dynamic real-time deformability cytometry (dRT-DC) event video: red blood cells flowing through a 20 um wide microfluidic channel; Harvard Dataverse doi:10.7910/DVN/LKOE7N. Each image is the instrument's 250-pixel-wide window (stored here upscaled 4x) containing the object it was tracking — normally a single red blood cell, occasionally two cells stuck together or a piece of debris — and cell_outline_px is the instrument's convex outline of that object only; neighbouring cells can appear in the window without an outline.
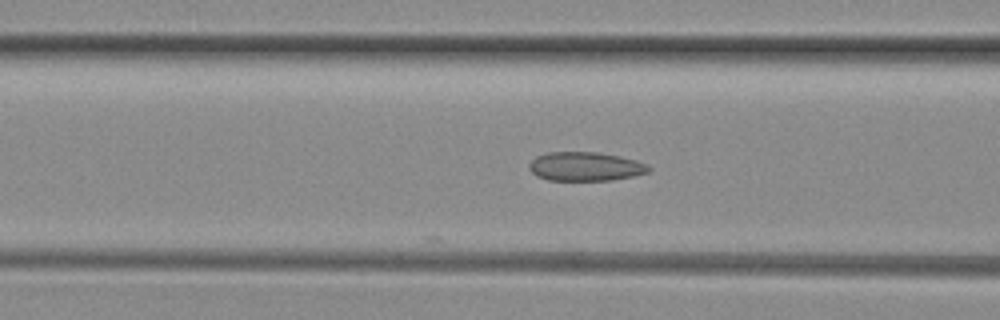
{"species": "common noctule bat (a hibernating species)", "species_latin": "Nyctalus noctula", "temperature_condition": "room temperature", "stored_images_in_passage": 6, "camera_frame_rate_fps": 3000, "um_per_image_px": 0.085, "animal": {"sex": "female", "body_mass_g": 29.2, "forearm_length_mm": 56.3}, "frame": {"image": 1, "passage_image": 6, "time_ms": 1.667, "image_size_px": [1000, 320], "cell_outline_px": [[652, 172], [612, 180], [548, 180], [536, 176], [528, 168], [528, 164], [536, 156], [548, 152], [596, 152], [620, 156], [636, 160], [648, 164], [652, 168]], "centroid_in_image_um": [49.78, 14.15], "position_along_channel_um": 116.8, "area_um2": 20.35}}